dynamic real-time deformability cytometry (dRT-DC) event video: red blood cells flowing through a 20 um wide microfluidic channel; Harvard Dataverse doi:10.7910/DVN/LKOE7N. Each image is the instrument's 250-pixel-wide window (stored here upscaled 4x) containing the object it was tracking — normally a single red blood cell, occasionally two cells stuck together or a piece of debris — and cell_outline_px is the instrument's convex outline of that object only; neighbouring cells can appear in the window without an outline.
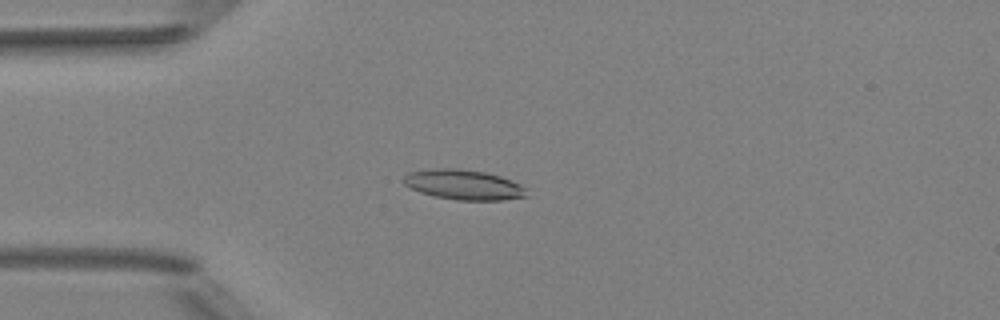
{"species": "Egyptian fruit bat (a non-hibernating species)", "species_latin": "Rousettus aegyptiacus", "temperature_condition": "room temperature", "stored_images_in_passage": 4, "camera_frame_rate_fps": 3000, "um_per_image_px": 0.085, "animal": {"sex": "female"}, "frame": {"image": 1, "passage_image": 3, "time_ms": 2.333, "image_size_px": [1000, 320], "cell_outline_px": [[528, 196], [500, 200], [456, 200], [436, 196], [420, 192], [404, 184], [404, 176], [408, 172], [432, 168], [460, 168], [484, 172], [500, 176], [520, 184], [524, 188]], "centroid_in_image_um": [39.39, 15.69], "position_along_channel_um": 45.6, "area_um2": 21.39}}